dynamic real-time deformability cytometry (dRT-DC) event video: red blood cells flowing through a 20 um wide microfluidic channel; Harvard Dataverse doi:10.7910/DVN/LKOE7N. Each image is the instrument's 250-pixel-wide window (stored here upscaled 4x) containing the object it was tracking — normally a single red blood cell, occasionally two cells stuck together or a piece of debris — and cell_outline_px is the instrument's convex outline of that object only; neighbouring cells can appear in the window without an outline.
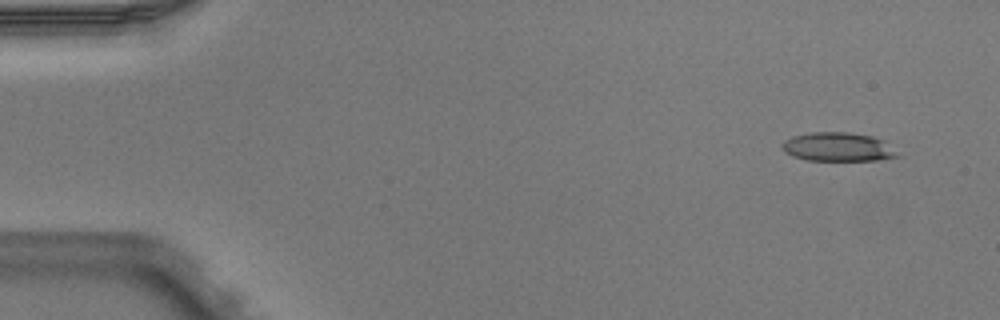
{"species": "Egyptian fruit bat (a non-hibernating species)", "species_latin": "Rousettus aegyptiacus", "temperature_condition": "warm", "stored_images_in_passage": 3, "camera_frame_rate_fps": 3000, "um_per_image_px": 0.085, "animal": {"sex": "male"}, "frame": {"image": 1, "passage_image": 1, "time_ms": 0.0, "image_size_px": [1000, 320], "cell_outline_px": [[900, 156], [876, 160], [808, 160], [792, 156], [784, 152], [784, 140], [792, 136], [812, 132], [848, 132], [872, 136], [884, 140]], "centroid_in_image_um": [71.22, 12.48], "position_along_channel_um": 13.8, "area_um2": 19.19}}